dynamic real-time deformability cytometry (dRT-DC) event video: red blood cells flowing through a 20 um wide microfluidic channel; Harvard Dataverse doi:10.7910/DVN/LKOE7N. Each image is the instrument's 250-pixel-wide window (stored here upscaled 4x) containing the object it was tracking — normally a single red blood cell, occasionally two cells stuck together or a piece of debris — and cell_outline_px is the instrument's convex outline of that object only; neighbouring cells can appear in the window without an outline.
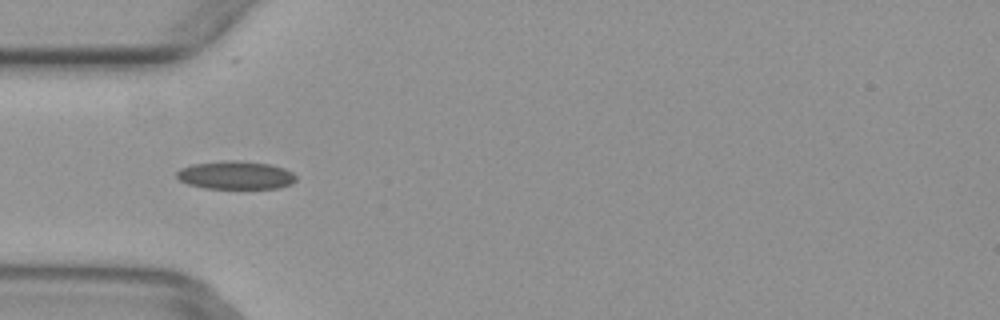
{"species": "common noctule bat (a hibernating species)", "species_latin": "Nyctalus noctula", "temperature_condition": "warm", "stored_images_in_passage": 5, "camera_frame_rate_fps": 3000, "um_per_image_px": 0.085, "animal": {"sex": "female", "body_mass_g": 29.2, "forearm_length_mm": 56.3}, "frame": {"image": 1, "passage_image": 5, "time_ms": 1.333, "image_size_px": [1000, 320], "cell_outline_px": [[296, 180], [292, 184], [276, 188], [204, 188], [188, 184], [180, 180], [176, 176], [176, 172], [180, 168], [192, 164], [228, 160], [236, 160], [268, 164], [284, 168], [292, 172], [296, 176]], "centroid_in_image_um": [20.02, 14.89], "position_along_channel_um": 65.0, "area_um2": 19.54}}